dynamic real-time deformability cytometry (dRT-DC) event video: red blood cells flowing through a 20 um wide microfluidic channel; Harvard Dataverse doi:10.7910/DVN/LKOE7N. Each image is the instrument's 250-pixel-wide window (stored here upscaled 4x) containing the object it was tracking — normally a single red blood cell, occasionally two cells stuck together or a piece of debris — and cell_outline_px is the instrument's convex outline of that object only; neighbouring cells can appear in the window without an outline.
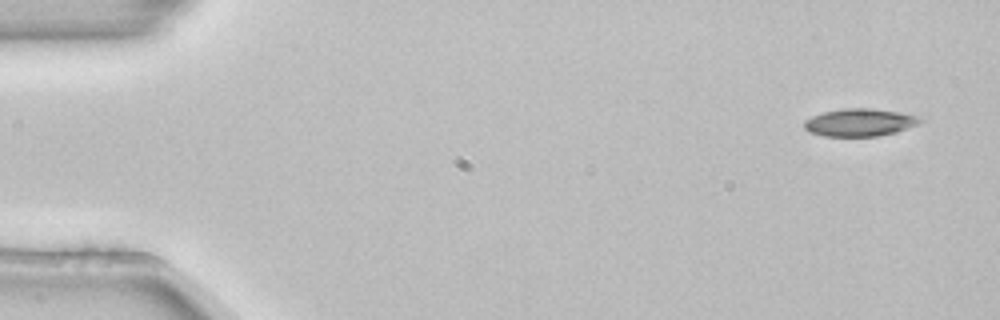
{"species": "common noctule bat (a hibernating species)", "species_latin": "Nyctalus noctula", "temperature_condition": "room temperature", "stored_images_in_passage": 5, "camera_frame_rate_fps": 3000, "um_per_image_px": 0.085, "animal": {"sex": "female", "body_mass_g": 22.7, "forearm_length_mm": 54.2}, "frame": {"image": 1, "passage_image": 1, "time_ms": 0.0, "image_size_px": [1000, 320], "cell_outline_px": [[924, 120], [920, 124], [896, 132], [880, 136], [824, 136], [808, 132], [804, 128], [804, 120], [812, 116], [824, 112], [844, 108], [872, 108], [900, 112], [920, 116]], "centroid_in_image_um": [73.11, 10.4], "position_along_channel_um": 11.9, "area_um2": 18.9}}
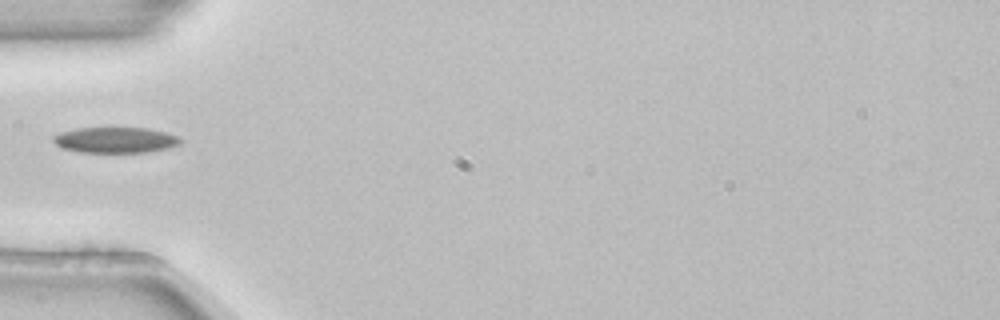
{"frame": {"image": 2, "passage_image": 5, "time_ms": 1.333, "image_size_px": [1000, 320], "cell_outline_px": [[184, 140], [180, 144], [168, 148], [148, 152], [80, 152], [64, 148], [56, 144], [52, 140], [52, 136], [60, 132], [76, 128], [148, 128], [180, 136]], "centroid_in_image_um": [9.84, 11.9], "position_along_channel_um": 75.2, "area_um2": 19.13}}